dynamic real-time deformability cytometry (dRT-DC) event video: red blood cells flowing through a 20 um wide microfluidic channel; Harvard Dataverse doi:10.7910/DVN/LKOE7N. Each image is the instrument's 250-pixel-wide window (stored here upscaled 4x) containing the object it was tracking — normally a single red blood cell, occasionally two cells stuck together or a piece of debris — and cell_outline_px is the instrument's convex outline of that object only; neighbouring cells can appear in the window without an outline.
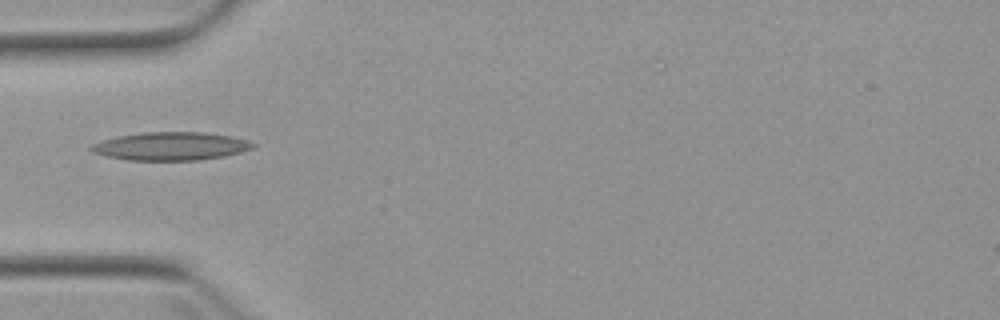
{"species": "Egyptian fruit bat (a non-hibernating species)", "species_latin": "Rousettus aegyptiacus", "temperature_condition": "warm", "stored_images_in_passage": 7, "camera_frame_rate_fps": 3000, "um_per_image_px": 0.085, "animal": {"sex": "female"}, "frame": {"image": 1, "passage_image": 3, "time_ms": 4.0, "image_size_px": [1000, 320], "cell_outline_px": [[256, 148], [224, 156], [200, 160], [128, 160], [108, 156], [92, 152], [88, 148], [92, 144], [104, 140], [120, 136], [144, 132], [204, 132], [232, 136], [248, 140], [256, 144]], "centroid_in_image_um": [14.57, 12.42], "position_along_channel_um": 70.4, "area_um2": 26.53}}
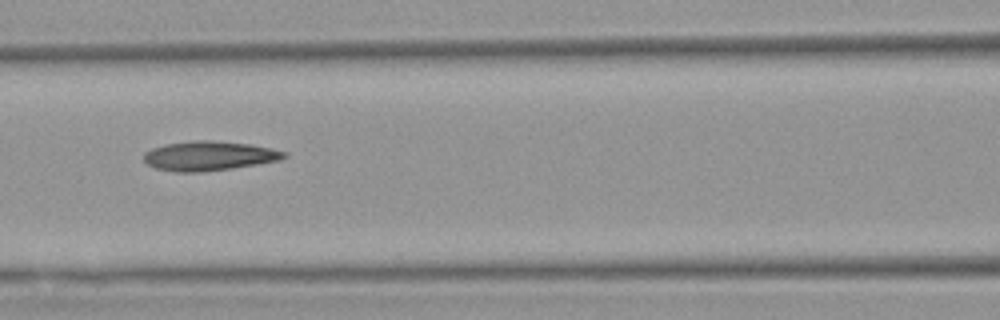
{"frame": {"image": 2, "passage_image": 5, "time_ms": 6.0, "image_size_px": [1000, 320], "cell_outline_px": [[288, 156], [280, 160], [232, 168], [200, 172], [176, 172], [156, 168], [148, 164], [144, 160], [144, 152], [152, 148], [164, 144], [192, 140], [208, 140], [252, 144], [272, 148], [288, 152]], "centroid_in_image_um": [17.78, 13.24], "position_along_channel_um": 148.8, "area_um2": 24.16}}
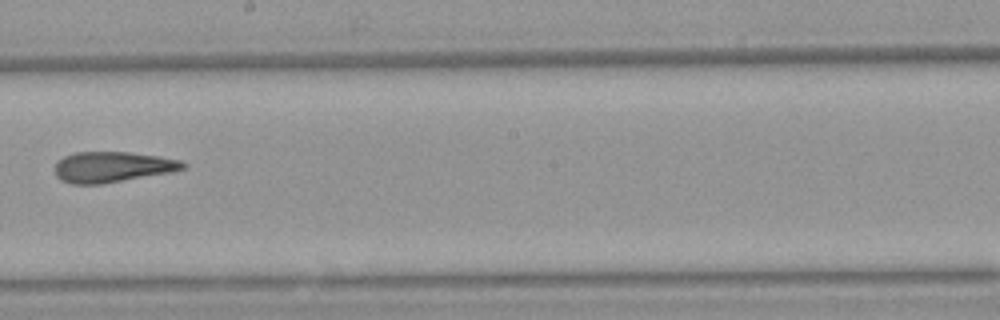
{"frame": {"image": 3, "passage_image": 7, "time_ms": 8.333, "image_size_px": [1000, 320], "cell_outline_px": [[188, 164], [184, 168], [172, 172], [100, 184], [72, 184], [60, 180], [56, 176], [56, 160], [64, 156], [76, 152], [128, 152], [184, 160]], "centroid_in_image_um": [9.56, 14.19], "position_along_channel_um": 238.6, "area_um2": 22.89}}